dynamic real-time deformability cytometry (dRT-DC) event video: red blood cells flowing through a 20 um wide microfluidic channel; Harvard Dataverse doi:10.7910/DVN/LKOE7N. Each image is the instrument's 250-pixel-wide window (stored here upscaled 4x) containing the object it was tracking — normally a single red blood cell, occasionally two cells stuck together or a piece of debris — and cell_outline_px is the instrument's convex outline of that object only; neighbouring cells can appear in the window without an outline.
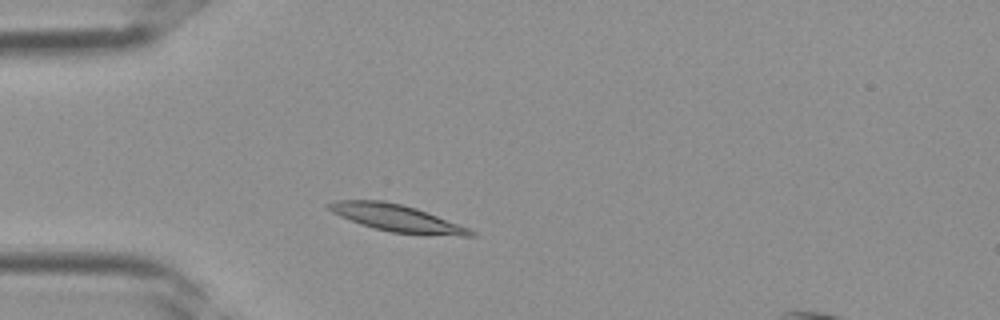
{"species": "Egyptian fruit bat (a non-hibernating species)", "species_latin": "Rousettus aegyptiacus", "temperature_condition": "room temperature", "stored_images_in_passage": 32, "camera_frame_rate_fps": 3000, "um_per_image_px": 0.085, "frame": {"image": 1, "passage_image": 5, "time_ms": 1.333, "image_size_px": [1000, 320], "cell_outline_px": [[476, 236], [424, 236], [392, 232], [360, 224], [340, 216], [332, 212], [324, 204], [336, 200], [384, 200], [416, 208], [428, 212], [468, 228], [476, 232]], "centroid_in_image_um": [33.75, 18.55], "position_along_channel_um": 51.2, "area_um2": 22.54}}
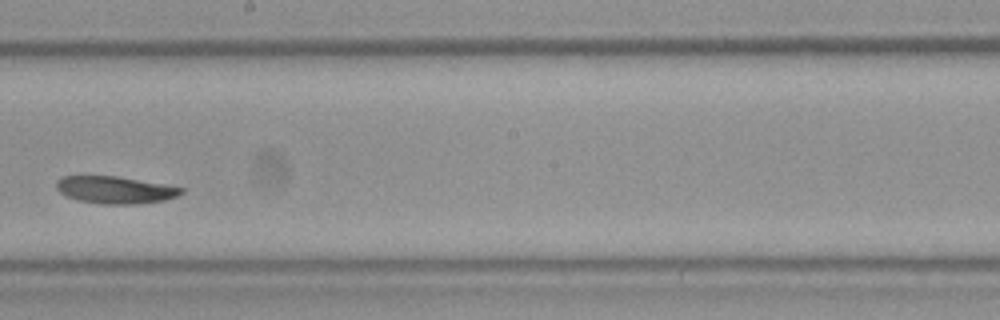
{"frame": {"image": 2, "passage_image": 16, "time_ms": 5.0, "image_size_px": [1000, 320], "cell_outline_px": [[184, 192], [176, 196], [164, 200], [132, 204], [100, 204], [80, 200], [68, 196], [60, 192], [56, 188], [56, 180], [60, 176], [116, 176], [184, 188]], "centroid_in_image_um": [9.75, 16.13], "position_along_channel_um": 238.4, "area_um2": 19.54}}
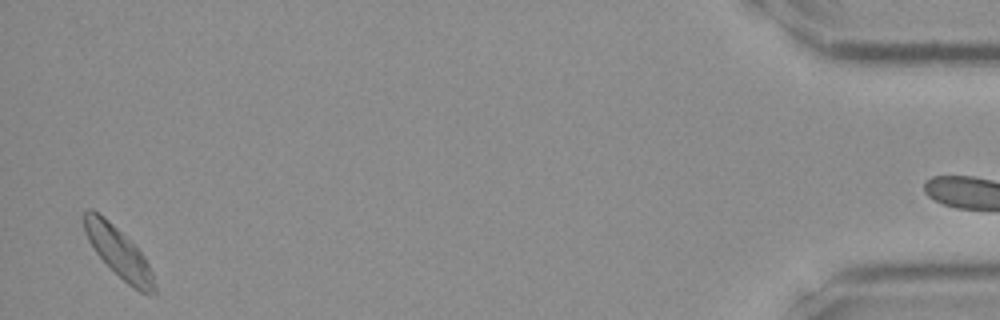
{"frame": {"image": 3, "passage_image": 31, "time_ms": 10.0, "image_size_px": [1000, 320], "cell_outline_px": [[156, 292], [148, 296], [140, 292], [128, 284], [96, 252], [88, 240], [84, 232], [84, 212], [88, 208], [92, 208], [104, 216], [144, 256], [152, 272], [156, 284]], "centroid_in_image_um": [10.09, 21.46], "position_along_channel_um": 425.1, "area_um2": 20.0}}